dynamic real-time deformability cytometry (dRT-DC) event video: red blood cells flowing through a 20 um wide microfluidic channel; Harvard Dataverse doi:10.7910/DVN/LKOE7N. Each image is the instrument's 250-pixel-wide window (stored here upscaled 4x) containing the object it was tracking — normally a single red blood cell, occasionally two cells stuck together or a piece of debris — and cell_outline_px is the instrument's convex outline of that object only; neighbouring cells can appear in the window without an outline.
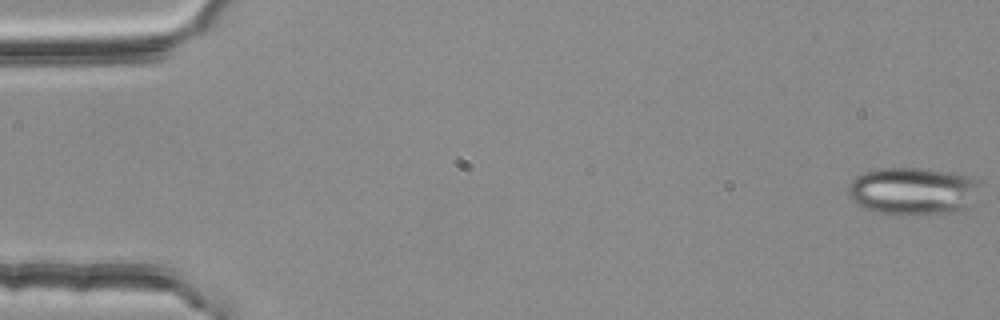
{"species": "common noctule bat (a hibernating species)", "species_latin": "Nyctalus noctula", "temperature_condition": "room temperature", "stored_images_in_passage": 49, "camera_frame_rate_fps": 3000, "um_per_image_px": 0.085, "animal": {"sex": "female", "body_mass_g": 25.1}, "frame": {"image": 1, "passage_image": 1, "time_ms": 0.0, "image_size_px": [1000, 320], "cell_outline_px": [[980, 180], [972, 208], [956, 212], [896, 216], [876, 212], [852, 200], [848, 196], [848, 188], [852, 180], [856, 176], [864, 172], [876, 168], [924, 168], [952, 172], [968, 176]], "centroid_in_image_um": [77.64, 16.25], "position_along_channel_um": 7.4, "area_um2": 37.17}}
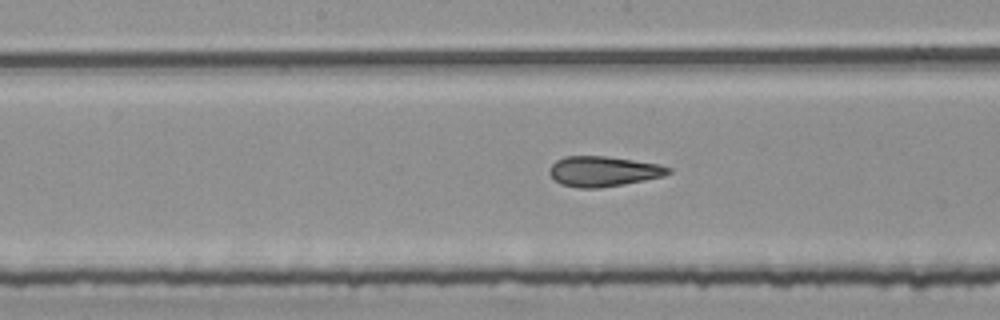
{"frame": {"image": 2, "passage_image": 28, "time_ms": 9.0, "image_size_px": [1000, 320], "cell_outline_px": [[672, 172], [664, 176], [624, 184], [600, 188], [580, 188], [560, 184], [548, 172], [552, 164], [556, 160], [564, 156], [604, 156], [660, 164], [672, 168]], "centroid_in_image_um": [51.3, 14.56], "position_along_channel_um": 196.9, "area_um2": 20.92}}
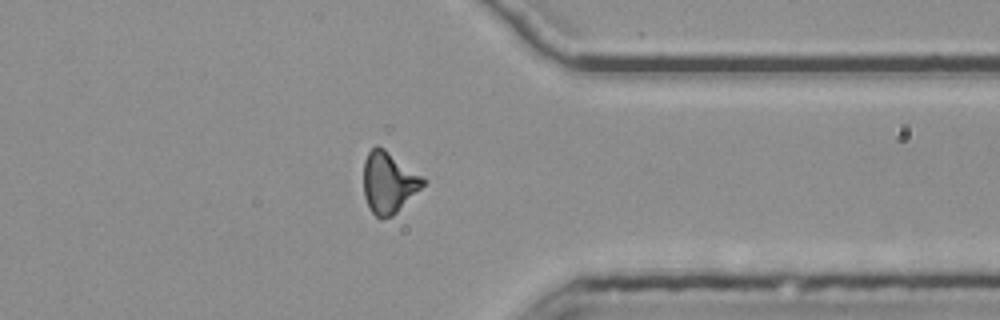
{"frame": {"image": 3, "passage_image": 43, "time_ms": 14.0, "image_size_px": [1000, 320], "cell_outline_px": [[428, 180], [392, 216], [380, 220], [368, 208], [364, 196], [364, 160], [368, 152], [376, 144], [384, 148]], "centroid_in_image_um": [33.01, 15.5], "position_along_channel_um": 378.4, "area_um2": 21.15}, "authors_computed_cell_mechanics": {"area_um2": 21.097, "velocity_mm_per_s": 3.8015, "shape_relaxation_time_tau1_ms": null, "shape_relaxation_time_tau2_ms": 1.8507, "deformation_change_tau1": null, "deformation_change_tau2": 0.1115}}